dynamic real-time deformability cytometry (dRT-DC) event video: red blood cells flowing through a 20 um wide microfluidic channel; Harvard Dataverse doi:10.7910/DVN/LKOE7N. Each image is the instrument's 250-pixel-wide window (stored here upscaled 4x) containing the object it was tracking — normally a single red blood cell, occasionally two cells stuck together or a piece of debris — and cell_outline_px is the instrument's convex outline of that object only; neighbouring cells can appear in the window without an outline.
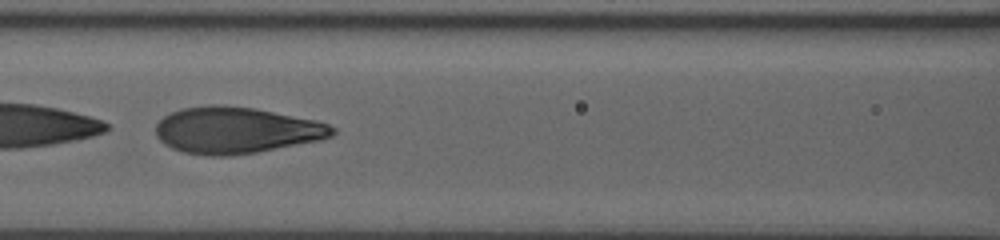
{"species": "human", "species_latin": "Homo sapiens", "temperature_condition": "room temperature", "stored_images_in_passage": 57, "camera_frame_rate_fps": 3000, "um_per_image_px": 0.085, "donor": {"sex": "male"}, "frame": {"image": 1, "passage_image": 29, "time_ms": 9.333, "image_size_px": [1000, 240], "cell_outline_px": [[336, 132], [332, 136], [320, 140], [256, 152], [232, 156], [212, 156], [184, 152], [172, 148], [164, 144], [156, 136], [156, 124], [164, 116], [180, 108], [208, 104], [224, 104], [252, 108], [316, 120], [328, 124], [336, 128]], "centroid_in_image_um": [20.05, 11.06], "position_along_channel_um": 146.5, "area_um2": 47.92}}
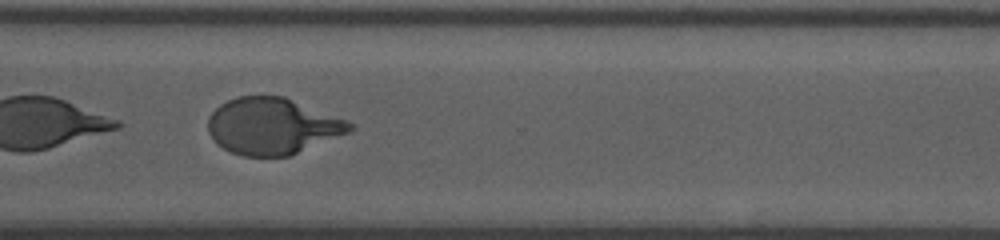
{"frame": {"image": 2, "passage_image": 45, "time_ms": 14.667, "image_size_px": [1000, 240], "cell_outline_px": [[356, 128], [348, 132], [288, 156], [244, 156], [232, 152], [216, 144], [208, 132], [208, 116], [220, 104], [228, 100], [240, 96], [284, 96], [348, 120]], "centroid_in_image_um": [23.13, 10.71], "position_along_channel_um": 347.5, "area_um2": 46.41}, "authors_computed_cell_mechanics": {"area_um2": 48.263, "velocity_mm_per_s": 3.7794, "shape_relaxation_time_tau1_ms": 5.0122, "shape_relaxation_time_tau2_ms": null, "deformation_change_tau1": 0.2696, "deformation_change_tau2": null}}